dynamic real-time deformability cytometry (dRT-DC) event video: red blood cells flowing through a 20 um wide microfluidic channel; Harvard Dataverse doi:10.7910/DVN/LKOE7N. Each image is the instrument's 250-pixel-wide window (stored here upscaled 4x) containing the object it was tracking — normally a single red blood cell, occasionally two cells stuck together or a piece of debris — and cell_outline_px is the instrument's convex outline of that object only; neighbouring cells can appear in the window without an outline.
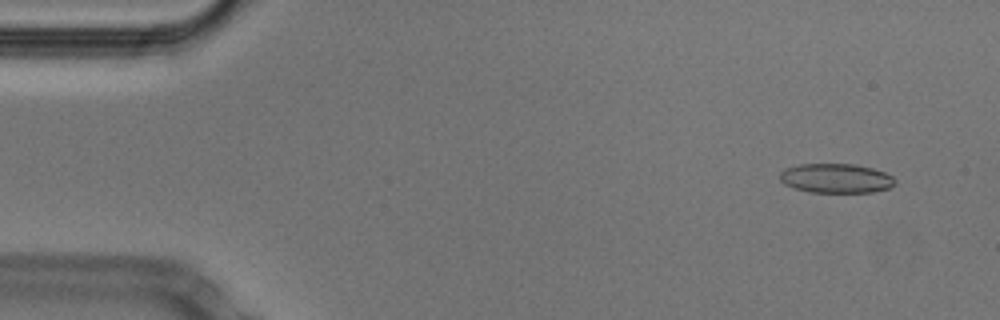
{"species": "Egyptian fruit bat (a non-hibernating species)", "species_latin": "Rousettus aegyptiacus", "temperature_condition": "cold", "stored_images_in_passage": 52, "camera_frame_rate_fps": 3000, "um_per_image_px": 0.085, "animal": {"sex": "male"}, "frame": {"image": 1, "passage_image": 4, "time_ms": 1.0, "image_size_px": [1000, 320], "cell_outline_px": [[896, 184], [888, 188], [872, 192], [808, 192], [792, 188], [784, 184], [780, 180], [780, 172], [784, 168], [800, 164], [856, 164], [872, 168], [884, 172], [892, 176], [896, 180]], "centroid_in_image_um": [71.04, 15.15], "position_along_channel_um": 14.0, "area_um2": 19.88}}
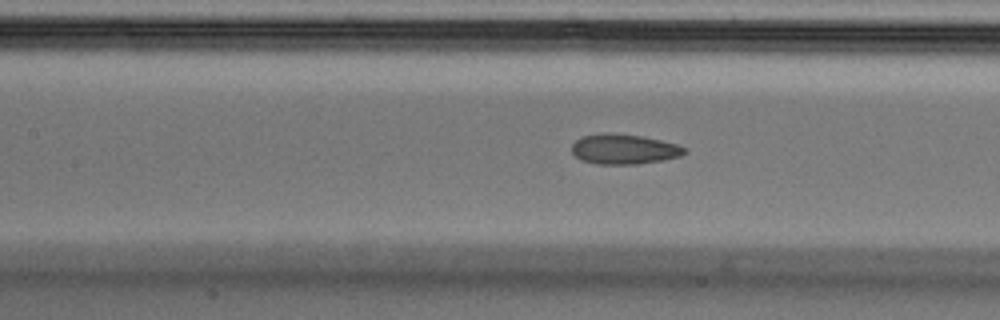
{"frame": {"image": 2, "passage_image": 23, "time_ms": 7.333, "image_size_px": [1000, 320], "cell_outline_px": [[688, 152], [680, 156], [664, 160], [636, 164], [596, 164], [580, 160], [572, 152], [572, 144], [576, 140], [584, 136], [604, 132], [608, 132], [640, 136], [660, 140], [676, 144], [688, 148]], "centroid_in_image_um": [53.05, 12.68], "position_along_channel_um": 154.3, "area_um2": 19.83}}
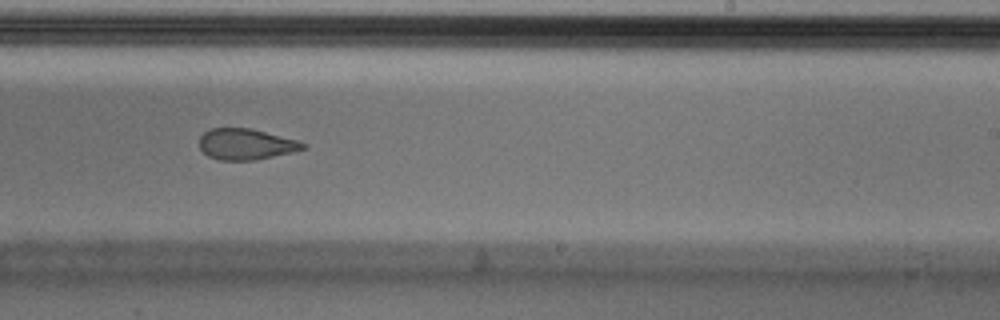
{"frame": {"image": 3, "passage_image": 32, "time_ms": 10.333, "image_size_px": [1000, 320], "cell_outline_px": [[308, 148], [292, 152], [252, 160], [220, 160], [208, 156], [200, 148], [200, 136], [204, 132], [212, 128], [252, 128], [300, 140]], "centroid_in_image_um": [20.93, 12.24], "position_along_channel_um": 268.1, "area_um2": 18.73}, "authors_computed_cell_mechanics": {"area_um2": 20.3167, "velocity_mm_per_s": 3.8015, "shape_relaxation_time_tau1_ms": null, "shape_relaxation_time_tau2_ms": 1.8558, "deformation_change_tau1": null, "deformation_change_tau2": 0.0889}}